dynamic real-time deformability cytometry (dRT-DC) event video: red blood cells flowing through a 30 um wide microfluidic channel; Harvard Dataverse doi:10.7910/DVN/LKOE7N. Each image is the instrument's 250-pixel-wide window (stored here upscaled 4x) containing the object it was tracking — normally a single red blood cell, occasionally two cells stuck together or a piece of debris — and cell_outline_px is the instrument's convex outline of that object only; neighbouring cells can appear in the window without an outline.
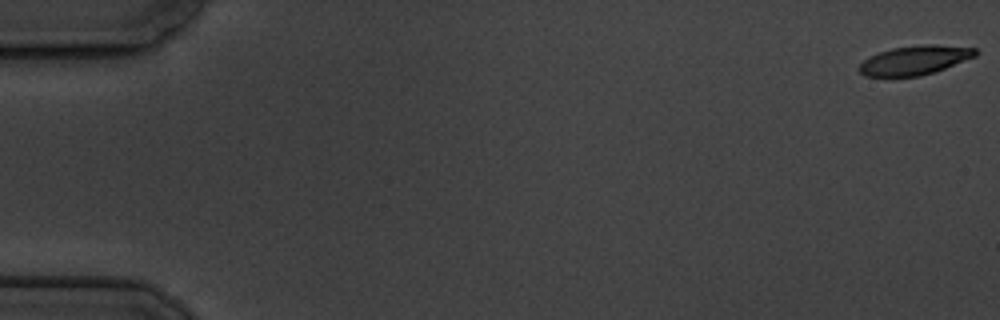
{"species": "common noctule bat (a hibernating species)", "species_latin": "Nyctalus noctula", "temperature_condition": "cold", "stored_images_in_passage": 6, "camera_frame_rate_fps": 3000, "um_per_image_px": 0.085, "animal": {"sex": "male", "body_mass_g": 19.5, "forearm_length_mm": 54.6}, "frame": {"image": 1, "passage_image": 1, "time_ms": 0.0, "image_size_px": [1000, 320], "cell_outline_px": [[980, 52], [976, 56], [944, 68], [920, 76], [864, 76], [856, 68], [868, 56], [892, 48], [924, 44], [936, 44], [976, 48]], "centroid_in_image_um": [77.75, 5.1], "position_along_channel_um": 7.3, "area_um2": 19.71}}
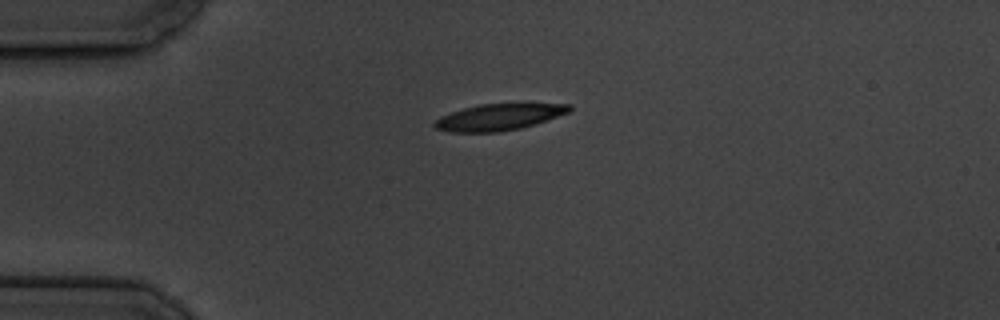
{"frame": {"image": 2, "passage_image": 5, "time_ms": 4.667, "image_size_px": [1000, 320], "cell_outline_px": [[572, 108], [568, 112], [520, 128], [500, 132], [452, 132], [436, 128], [432, 124], [440, 116], [464, 108], [480, 104], [572, 104]], "centroid_in_image_um": [42.35, 9.95], "position_along_channel_um": 42.7, "area_um2": 20.29}}